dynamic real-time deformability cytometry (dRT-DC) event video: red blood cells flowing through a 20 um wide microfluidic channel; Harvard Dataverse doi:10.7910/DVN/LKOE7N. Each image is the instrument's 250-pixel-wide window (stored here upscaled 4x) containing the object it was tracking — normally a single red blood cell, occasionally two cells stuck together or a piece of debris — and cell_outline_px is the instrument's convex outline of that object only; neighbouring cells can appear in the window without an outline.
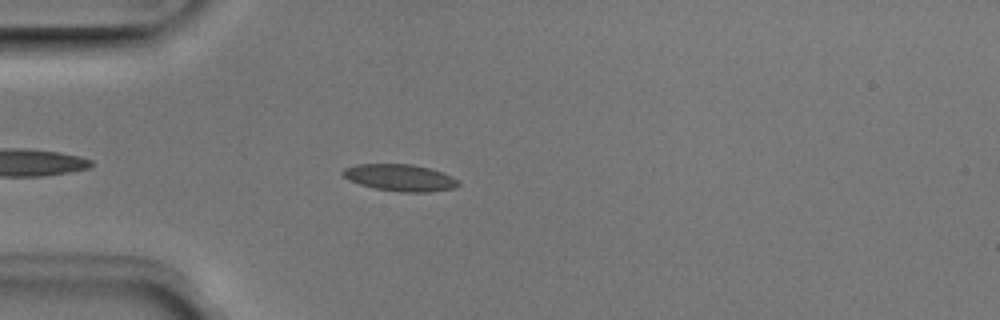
{"species": "Egyptian fruit bat (a non-hibernating species)", "species_latin": "Rousettus aegyptiacus", "temperature_condition": "room temperature", "stored_images_in_passage": 28, "camera_frame_rate_fps": 3000, "um_per_image_px": 0.085, "animal": {"sex": "male"}, "frame": {"image": 1, "passage_image": 5, "time_ms": 1.333, "image_size_px": [1000, 320], "cell_outline_px": [[460, 184], [456, 188], [428, 192], [404, 192], [376, 188], [360, 184], [348, 180], [340, 172], [344, 168], [356, 164], [412, 164], [444, 172], [452, 176]], "centroid_in_image_um": [34.0, 15.09], "position_along_channel_um": 51.0, "area_um2": 18.03}}
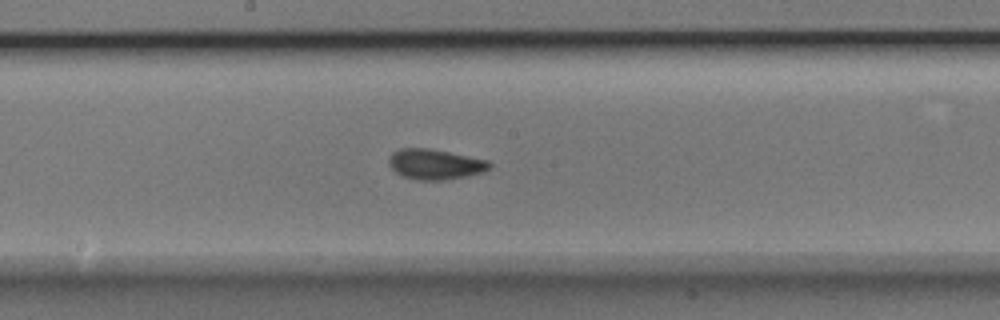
{"frame": {"image": 2, "passage_image": 18, "time_ms": 5.667, "image_size_px": [1000, 320], "cell_outline_px": [[492, 168], [484, 172], [468, 176], [444, 180], [416, 180], [404, 176], [396, 172], [388, 164], [388, 156], [392, 152], [400, 148], [432, 148], [488, 160], [492, 164]], "centroid_in_image_um": [37.0, 13.95], "position_along_channel_um": 211.2, "area_um2": 18.09}}
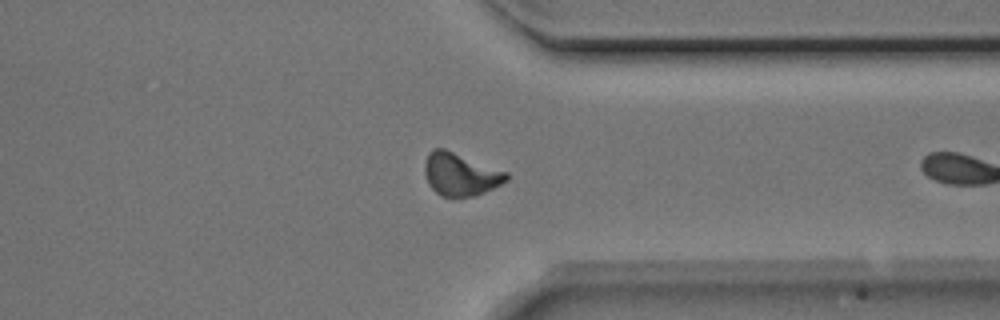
{"frame": {"image": 3, "passage_image": 27, "time_ms": 8.667, "image_size_px": [1000, 320], "cell_outline_px": [[508, 180], [484, 192], [472, 196], [440, 196], [428, 184], [424, 172], [424, 164], [428, 152], [432, 148], [444, 148], [508, 172]], "centroid_in_image_um": [39.1, 14.79], "position_along_channel_um": 372.3, "area_um2": 20.29}}